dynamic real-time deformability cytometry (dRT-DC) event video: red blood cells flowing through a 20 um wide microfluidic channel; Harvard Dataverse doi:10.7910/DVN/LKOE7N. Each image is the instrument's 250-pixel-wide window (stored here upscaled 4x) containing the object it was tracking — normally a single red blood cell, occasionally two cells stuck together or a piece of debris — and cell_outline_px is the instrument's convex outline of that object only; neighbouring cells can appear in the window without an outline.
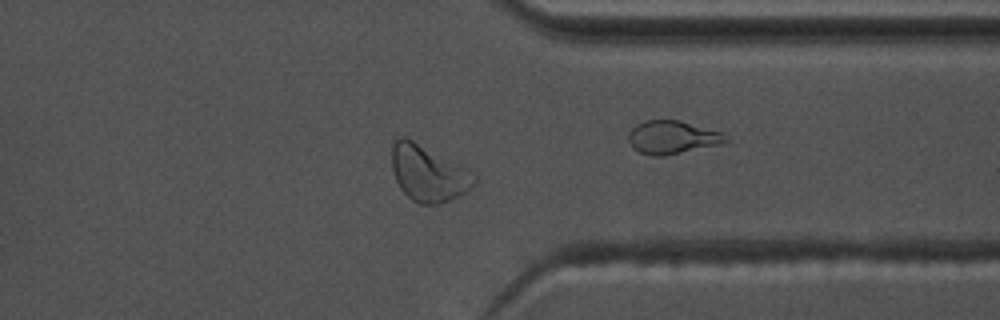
{"species": "common noctule bat (a hibernating species)", "species_latin": "Nyctalus noctula", "temperature_condition": "warm", "stored_images_in_passage": 46, "camera_frame_rate_fps": 3000, "um_per_image_px": 0.085, "animal": {"sex": "male", "body_mass_g": 17.5, "forearm_length_mm": 52.3}, "frame": {"image": 1, "passage_image": 33, "time_ms": 10.667, "image_size_px": [1000, 320], "cell_outline_px": [[476, 180], [468, 192], [460, 196], [436, 204], [420, 204], [412, 200], [400, 188], [396, 180], [392, 168], [392, 144], [396, 140], [404, 136], [408, 136], [460, 164], [476, 176]], "centroid_in_image_um": [36.4, 14.71], "position_along_channel_um": 375.0, "area_um2": 27.05}, "authors_computed_cell_mechanics": {"area_um2": 23.2645, "velocity_mm_per_s": 3.6781, "shape_relaxation_time_tau1_ms": 7.5432, "shape_relaxation_time_tau2_ms": 6.1229, "deformation_change_tau1": 0.1736, "deformation_change_tau2": 0.1483}}